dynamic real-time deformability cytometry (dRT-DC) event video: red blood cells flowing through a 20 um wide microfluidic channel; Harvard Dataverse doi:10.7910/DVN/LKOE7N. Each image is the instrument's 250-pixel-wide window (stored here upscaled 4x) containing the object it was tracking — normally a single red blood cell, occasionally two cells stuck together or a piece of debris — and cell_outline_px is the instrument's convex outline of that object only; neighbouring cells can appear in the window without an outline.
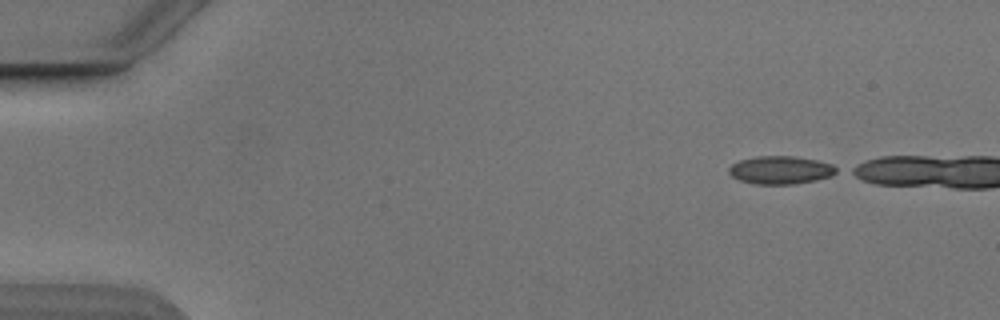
{"species": "Egyptian fruit bat (a non-hibernating species)", "species_latin": "Rousettus aegyptiacus", "temperature_condition": "cold", "stored_images_in_passage": 4, "camera_frame_rate_fps": 3000, "um_per_image_px": 0.085, "animal": {"sex": "male"}, "frame": {"image": 1, "passage_image": 1, "time_ms": 0.0, "image_size_px": [1000, 320], "cell_outline_px": [[840, 172], [832, 176], [816, 180], [792, 184], [756, 184], [740, 180], [732, 176], [728, 172], [728, 168], [732, 164], [740, 160], [756, 156], [792, 156], [816, 160], [832, 164], [840, 168]], "centroid_in_image_um": [66.39, 14.45], "position_along_channel_um": 18.6, "area_um2": 17.69}}